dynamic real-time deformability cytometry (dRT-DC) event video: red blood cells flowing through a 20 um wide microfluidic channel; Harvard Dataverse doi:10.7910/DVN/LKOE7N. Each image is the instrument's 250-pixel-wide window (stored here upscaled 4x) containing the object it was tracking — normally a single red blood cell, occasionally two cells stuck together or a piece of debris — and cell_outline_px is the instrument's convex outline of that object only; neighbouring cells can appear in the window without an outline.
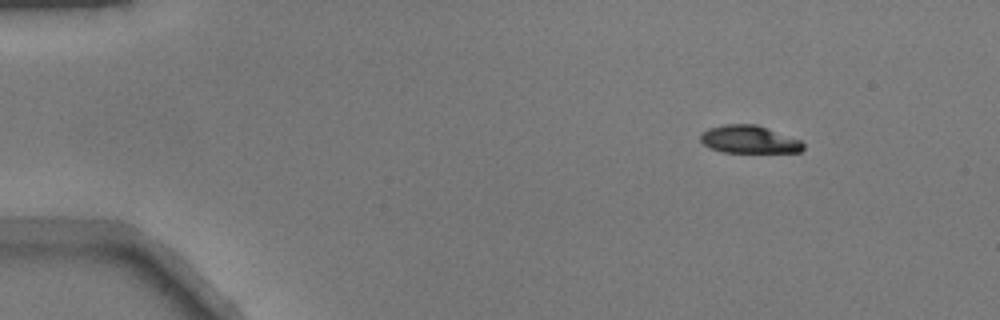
{"species": "common noctule bat (a hibernating species)", "species_latin": "Nyctalus noctula", "temperature_condition": "warm", "stored_images_in_passage": 45, "camera_frame_rate_fps": 3000, "um_per_image_px": 0.085, "animal": {"sex": "male", "body_mass_g": 17.9}, "frame": {"image": 1, "passage_image": 1, "time_ms": 0.0, "image_size_px": [1000, 320], "cell_outline_px": [[804, 148], [800, 152], [724, 152], [712, 148], [704, 144], [700, 140], [700, 136], [708, 128], [724, 124], [756, 124], [800, 140], [804, 144]], "centroid_in_image_um": [63.68, 11.85], "position_along_channel_um": 21.3, "area_um2": 16.42}}
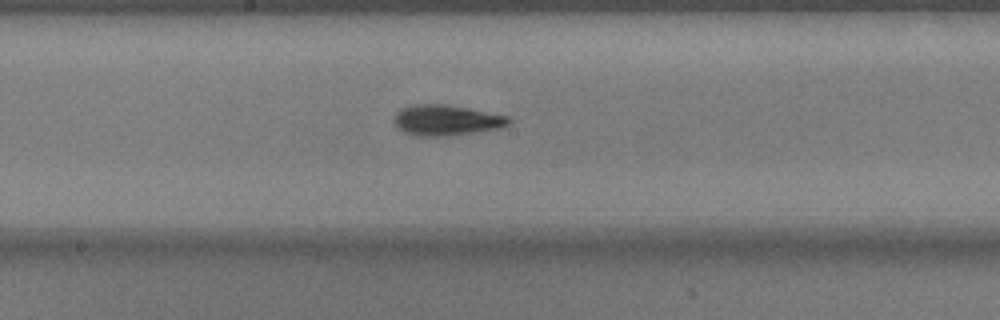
{"frame": {"image": 2, "passage_image": 22, "time_ms": 7.0, "image_size_px": [1000, 320], "cell_outline_px": [[512, 120], [508, 124], [500, 128], [444, 136], [424, 136], [404, 132], [396, 124], [396, 112], [412, 104], [448, 104], [508, 116]], "centroid_in_image_um": [37.97, 10.2], "position_along_channel_um": 210.2, "area_um2": 20.0}}
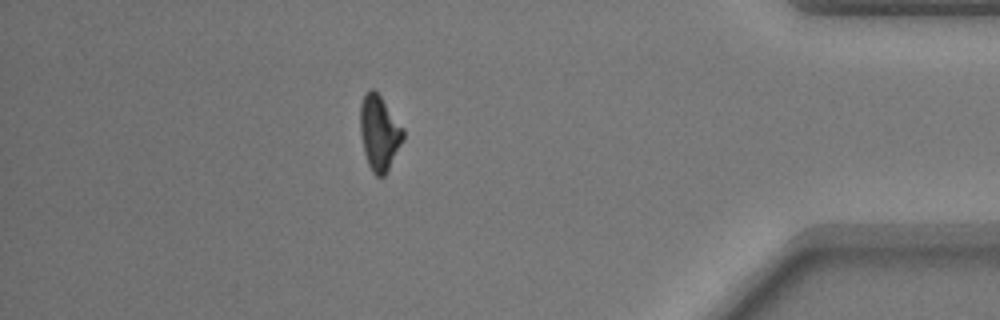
{"frame": {"image": 3, "passage_image": 39, "time_ms": 12.667, "image_size_px": [1000, 320], "cell_outline_px": [[404, 140], [384, 176], [376, 176], [372, 172], [368, 164], [364, 152], [360, 132], [360, 104], [364, 92], [372, 88], [380, 96], [404, 128]], "centroid_in_image_um": [32.23, 11.28], "position_along_channel_um": 403.0, "area_um2": 18.79}}